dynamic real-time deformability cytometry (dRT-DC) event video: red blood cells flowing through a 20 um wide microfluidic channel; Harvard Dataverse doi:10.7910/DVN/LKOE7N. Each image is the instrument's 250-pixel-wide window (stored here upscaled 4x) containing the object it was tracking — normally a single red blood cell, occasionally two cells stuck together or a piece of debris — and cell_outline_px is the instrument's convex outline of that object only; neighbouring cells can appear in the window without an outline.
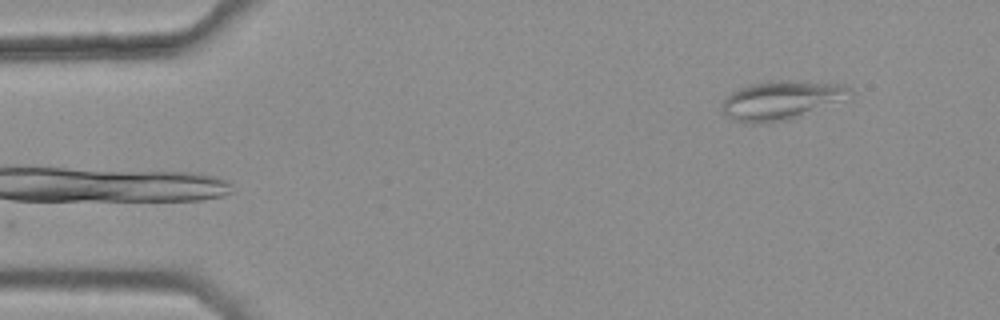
{"species": "common noctule bat (a hibernating species)", "species_latin": "Nyctalus noctula", "temperature_condition": "warm", "stored_images_in_passage": 4, "camera_frame_rate_fps": 3000, "um_per_image_px": 0.085, "animal": {"sex": "female", "body_mass_g": 25.1}, "frame": {"image": 1, "passage_image": 4, "time_ms": 1.0, "image_size_px": [1000, 320], "cell_outline_px": [[852, 100], [788, 120], [764, 124], [748, 124], [732, 120], [720, 108], [720, 104], [732, 92], [748, 84], [768, 80], [788, 80], [844, 84], [852, 88]], "centroid_in_image_um": [66.5, 8.53], "position_along_channel_um": 18.5, "area_um2": 30.11}}